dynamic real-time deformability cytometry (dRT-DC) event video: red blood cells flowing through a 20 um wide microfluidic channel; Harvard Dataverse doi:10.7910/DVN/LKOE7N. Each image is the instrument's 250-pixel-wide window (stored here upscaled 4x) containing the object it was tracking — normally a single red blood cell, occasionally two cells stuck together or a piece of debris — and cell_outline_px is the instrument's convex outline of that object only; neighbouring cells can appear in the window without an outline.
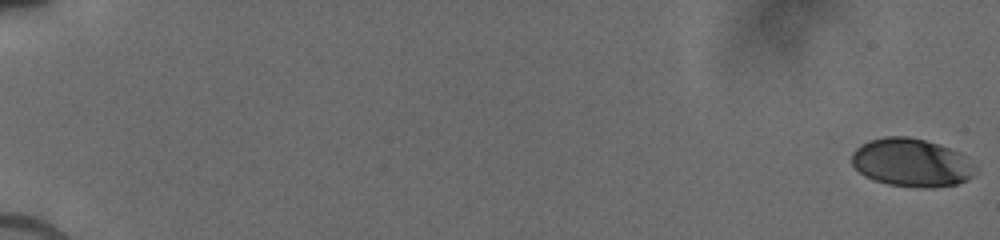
{"species": "human", "species_latin": "Homo sapiens", "temperature_condition": "cold", "stored_images_in_passage": 61, "camera_frame_rate_fps": 3000, "um_per_image_px": 0.085, "donor": {"sex": "male"}, "frame": {"image": 1, "passage_image": 1, "time_ms": 0.0, "image_size_px": [1000, 240], "cell_outline_px": [[976, 168], [972, 176], [968, 180], [956, 184], [932, 188], [924, 188], [888, 184], [864, 176], [852, 164], [852, 152], [856, 148], [868, 140], [884, 136], [908, 136], [924, 140], [960, 152], [968, 156]], "centroid_in_image_um": [77.49, 13.82], "position_along_channel_um": 7.5, "area_um2": 34.8}}
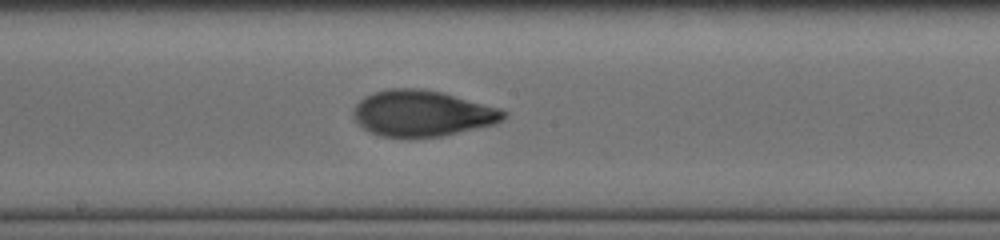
{"frame": {"image": 2, "passage_image": 36, "time_ms": 10.333, "image_size_px": [1000, 240], "cell_outline_px": [[508, 112], [496, 124], [440, 136], [380, 136], [364, 128], [352, 116], [352, 112], [356, 104], [364, 96], [372, 92], [388, 88], [424, 88], [440, 92], [500, 108]], "centroid_in_image_um": [35.86, 9.61], "position_along_channel_um": 212.3, "area_um2": 39.88}}
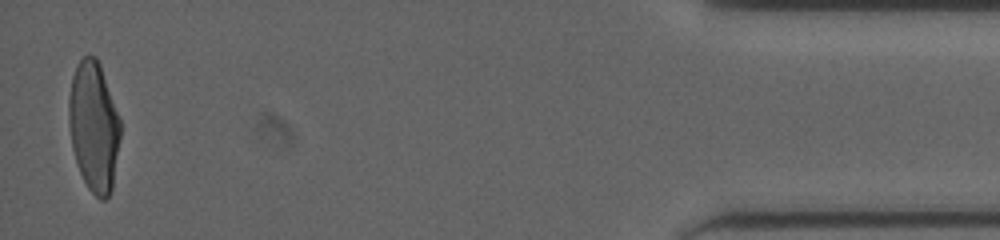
{"frame": {"image": 3, "passage_image": 61, "time_ms": 17.333, "image_size_px": [1000, 240], "cell_outline_px": [[120, 136], [112, 188], [108, 196], [104, 200], [100, 200], [88, 188], [80, 172], [72, 148], [68, 124], [68, 100], [72, 76], [76, 64], [84, 56], [96, 56], [100, 64], [120, 120]], "centroid_in_image_um": [7.95, 10.74], "position_along_channel_um": 427.2, "area_um2": 38.9}}